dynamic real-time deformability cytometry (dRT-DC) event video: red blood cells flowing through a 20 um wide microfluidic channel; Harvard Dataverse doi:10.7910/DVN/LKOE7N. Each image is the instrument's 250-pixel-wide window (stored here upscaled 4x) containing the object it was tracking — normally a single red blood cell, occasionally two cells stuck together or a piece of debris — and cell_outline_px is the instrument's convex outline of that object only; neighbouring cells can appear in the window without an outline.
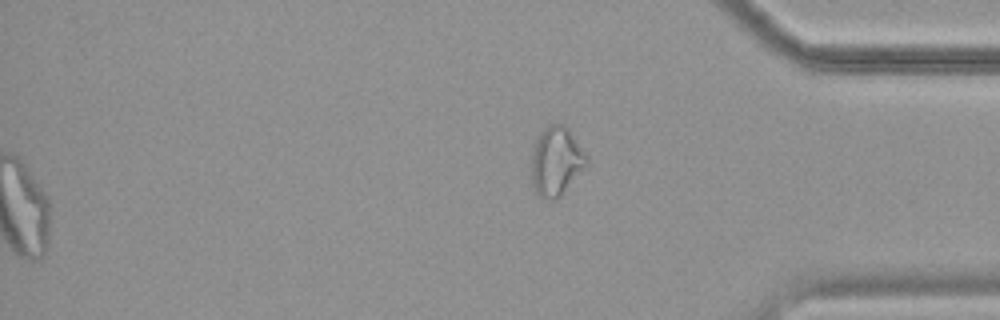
{"species": "common noctule bat (a hibernating species)", "species_latin": "Nyctalus noctula", "temperature_condition": "cold", "stored_images_in_passage": 47, "segment_of_instrument_passage": [2, 2], "camera_frame_rate_fps": 3000, "um_per_image_px": 0.085, "animal": {"sex": "female", "body_mass_g": 19.9}, "frame": {"image": 1, "passage_image": 47, "time_ms": 15.333, "image_size_px": [1000, 320], "cell_outline_px": [[588, 164], [560, 196], [556, 200], [548, 200], [540, 196], [536, 192], [532, 184], [532, 152], [536, 140], [540, 132], [548, 124], [564, 124], [568, 128], [588, 156]], "centroid_in_image_um": [47.28, 13.7], "position_along_channel_um": 387.9, "area_um2": 22.14}}